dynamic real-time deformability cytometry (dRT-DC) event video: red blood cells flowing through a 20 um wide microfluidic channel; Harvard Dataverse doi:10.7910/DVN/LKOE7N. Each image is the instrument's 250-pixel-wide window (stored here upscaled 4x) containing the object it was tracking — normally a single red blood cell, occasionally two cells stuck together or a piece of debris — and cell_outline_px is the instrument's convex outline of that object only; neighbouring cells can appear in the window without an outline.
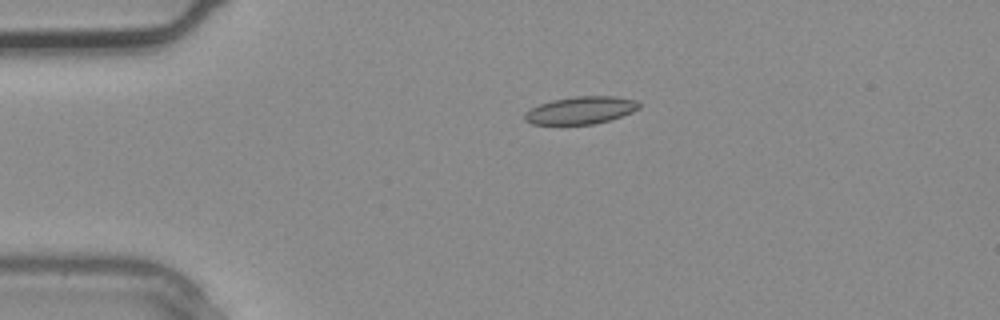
{"species": "common noctule bat (a hibernating species)", "species_latin": "Nyctalus noctula", "temperature_condition": "warm", "stored_images_in_passage": 3, "camera_frame_rate_fps": 3000, "um_per_image_px": 0.085, "animal": {"sex": "male", "body_mass_g": 20.4}, "frame": {"image": 1, "passage_image": 3, "time_ms": 0.667, "image_size_px": [1000, 320], "cell_outline_px": [[640, 108], [632, 112], [608, 120], [592, 124], [532, 124], [524, 120], [524, 112], [540, 104], [552, 100], [576, 96], [616, 96], [636, 100], [640, 104]], "centroid_in_image_um": [49.36, 9.36], "position_along_channel_um": 35.6, "area_um2": 18.21}}